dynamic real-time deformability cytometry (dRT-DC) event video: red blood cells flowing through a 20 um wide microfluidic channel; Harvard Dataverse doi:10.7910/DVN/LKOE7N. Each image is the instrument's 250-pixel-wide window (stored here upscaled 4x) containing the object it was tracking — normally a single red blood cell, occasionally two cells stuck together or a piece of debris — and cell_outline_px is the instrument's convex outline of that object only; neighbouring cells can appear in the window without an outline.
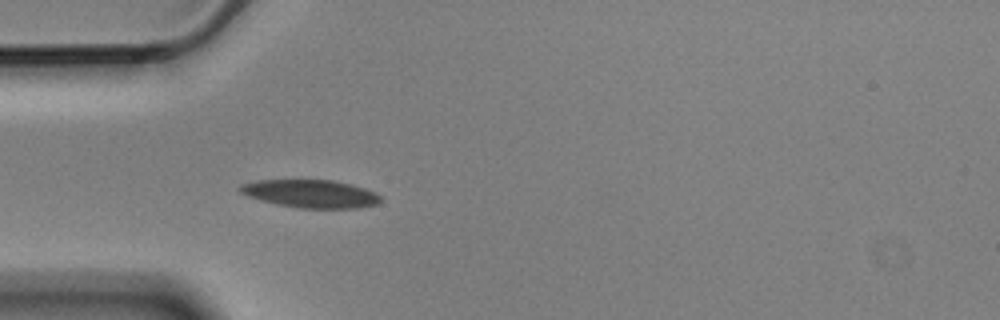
{"species": "Egyptian fruit bat (a non-hibernating species)", "species_latin": "Rousettus aegyptiacus", "temperature_condition": "cold", "stored_images_in_passage": 4, "camera_frame_rate_fps": 3000, "um_per_image_px": 0.085, "animal": {"sex": "male"}, "frame": {"image": 1, "passage_image": 4, "time_ms": 1.0, "image_size_px": [1000, 320], "cell_outline_px": [[380, 200], [376, 204], [356, 208], [296, 208], [276, 204], [260, 200], [248, 196], [240, 192], [236, 188], [240, 184], [256, 180], [332, 180], [364, 188], [380, 196]], "centroid_in_image_um": [26.31, 16.47], "position_along_channel_um": 58.7, "area_um2": 22.77}}